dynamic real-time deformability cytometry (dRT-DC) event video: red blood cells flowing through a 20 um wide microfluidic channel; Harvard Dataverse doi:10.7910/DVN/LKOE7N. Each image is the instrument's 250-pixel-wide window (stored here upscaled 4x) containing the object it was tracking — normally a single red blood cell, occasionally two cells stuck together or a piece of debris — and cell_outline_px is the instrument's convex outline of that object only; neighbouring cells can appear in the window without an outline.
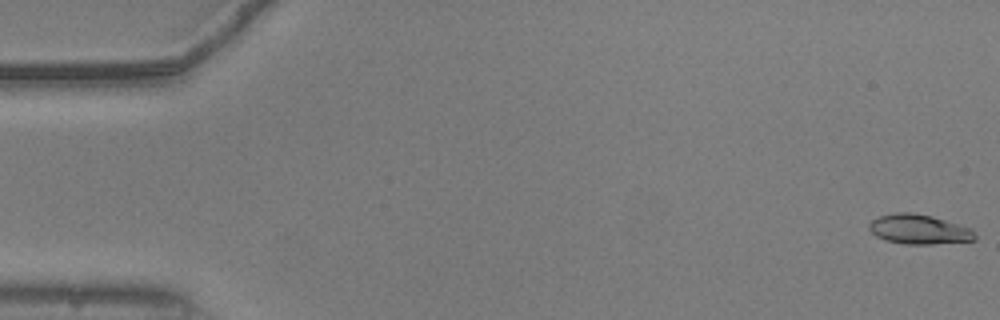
{"species": "common noctule bat (a hibernating species)", "species_latin": "Nyctalus noctula", "temperature_condition": "warm", "stored_images_in_passage": 27, "camera_frame_rate_fps": 3000, "um_per_image_px": 0.085, "animal": {"sex": "male", "body_mass_g": 20.5, "forearm_length_mm": 52.5}, "frame": {"image": 1, "passage_image": 1, "time_ms": 0.0, "image_size_px": [1000, 320], "cell_outline_px": [[976, 240], [932, 244], [904, 244], [884, 240], [876, 236], [868, 228], [868, 224], [872, 220], [880, 216], [896, 212], [912, 212], [932, 216], [972, 228], [976, 236]], "centroid_in_image_um": [78.11, 19.49], "position_along_channel_um": 6.9, "area_um2": 18.38}}
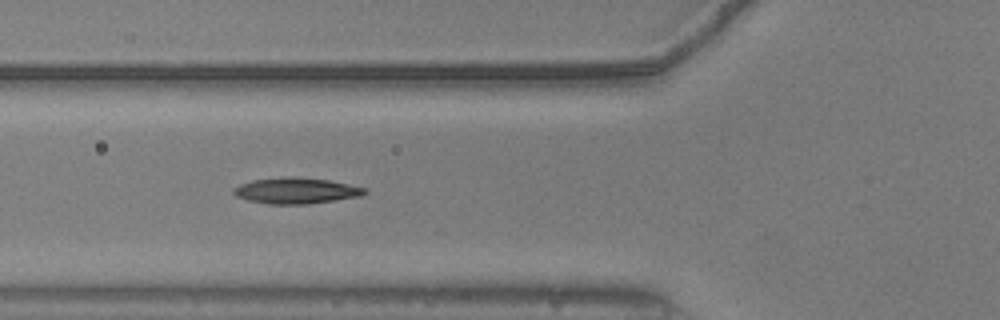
{"frame": {"image": 2, "passage_image": 20, "time_ms": 6.333, "image_size_px": [1000, 320], "cell_outline_px": [[368, 192], [360, 196], [308, 204], [268, 204], [248, 200], [236, 196], [232, 192], [232, 188], [240, 184], [252, 180], [288, 176], [328, 180], [368, 188]], "centroid_in_image_um": [25.15, 16.21], "position_along_channel_um": 100.6, "area_um2": 19.83}}
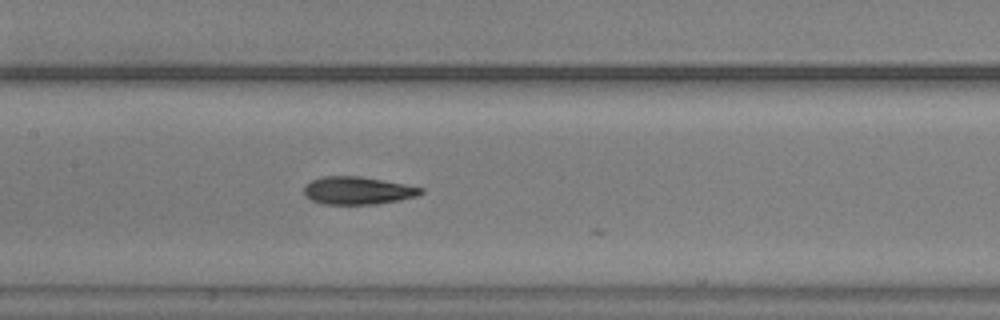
{"frame": {"image": 3, "passage_image": 26, "time_ms": 8.333, "image_size_px": [1000, 320], "cell_outline_px": [[424, 192], [416, 196], [400, 200], [376, 204], [324, 204], [312, 200], [304, 196], [304, 188], [312, 180], [324, 176], [360, 176], [384, 180], [424, 188]], "centroid_in_image_um": [30.42, 16.2], "position_along_channel_um": 177.0, "area_um2": 18.84}}